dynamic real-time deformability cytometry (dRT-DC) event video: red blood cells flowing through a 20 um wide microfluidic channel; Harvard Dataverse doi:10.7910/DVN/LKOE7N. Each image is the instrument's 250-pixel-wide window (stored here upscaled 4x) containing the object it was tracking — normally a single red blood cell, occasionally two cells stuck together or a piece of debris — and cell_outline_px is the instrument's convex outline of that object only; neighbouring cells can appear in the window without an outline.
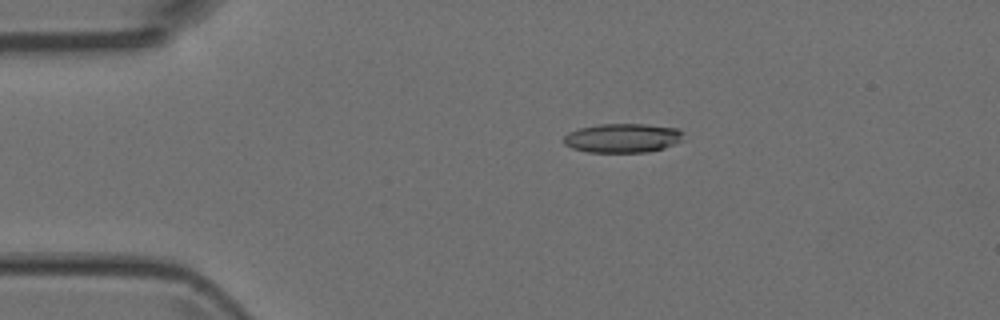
{"species": "Egyptian fruit bat (a non-hibernating species)", "species_latin": "Rousettus aegyptiacus", "temperature_condition": "room temperature", "stored_images_in_passage": 6, "camera_frame_rate_fps": 3000, "um_per_image_px": 0.085, "animal": {"sex": "female"}, "frame": {"image": 1, "passage_image": 2, "time_ms": 0.333, "image_size_px": [1000, 320], "cell_outline_px": [[684, 132], [680, 140], [664, 148], [648, 152], [588, 152], [572, 148], [564, 144], [564, 136], [568, 132], [580, 128], [600, 124], [644, 124], [676, 128]], "centroid_in_image_um": [52.89, 11.73], "position_along_channel_um": 32.1, "area_um2": 20.17}}
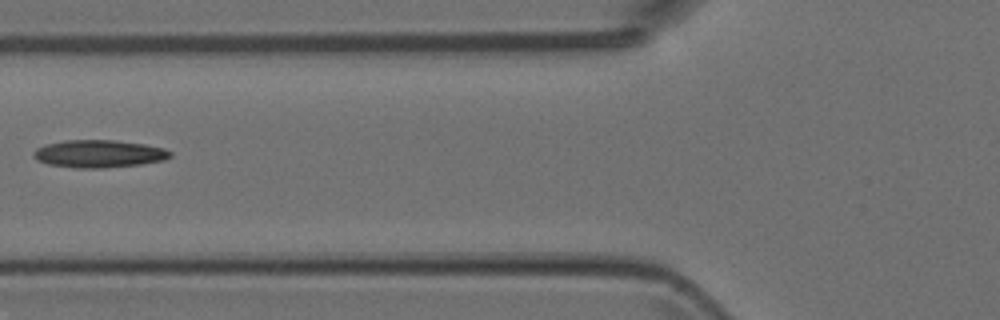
{"frame": {"image": 2, "passage_image": 5, "time_ms": 1.333, "image_size_px": [1000, 320], "cell_outline_px": [[172, 156], [164, 160], [140, 164], [104, 168], [76, 168], [48, 164], [36, 160], [32, 156], [32, 152], [36, 148], [44, 144], [64, 140], [116, 140], [144, 144], [164, 148], [172, 152]], "centroid_in_image_um": [8.37, 13.06], "position_along_channel_um": 117.4, "area_um2": 22.2}}
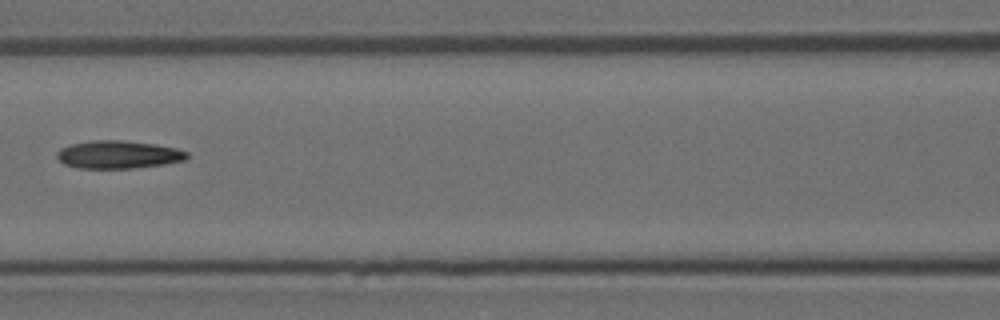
{"frame": {"image": 3, "passage_image": 6, "time_ms": 1.667, "image_size_px": [1000, 320], "cell_outline_px": [[188, 156], [184, 160], [164, 164], [132, 168], [80, 168], [64, 164], [56, 156], [56, 152], [60, 148], [72, 144], [92, 140], [124, 140], [156, 144], [176, 148], [188, 152]], "centroid_in_image_um": [10.05, 13.13], "position_along_channel_um": 156.6, "area_um2": 21.1}}